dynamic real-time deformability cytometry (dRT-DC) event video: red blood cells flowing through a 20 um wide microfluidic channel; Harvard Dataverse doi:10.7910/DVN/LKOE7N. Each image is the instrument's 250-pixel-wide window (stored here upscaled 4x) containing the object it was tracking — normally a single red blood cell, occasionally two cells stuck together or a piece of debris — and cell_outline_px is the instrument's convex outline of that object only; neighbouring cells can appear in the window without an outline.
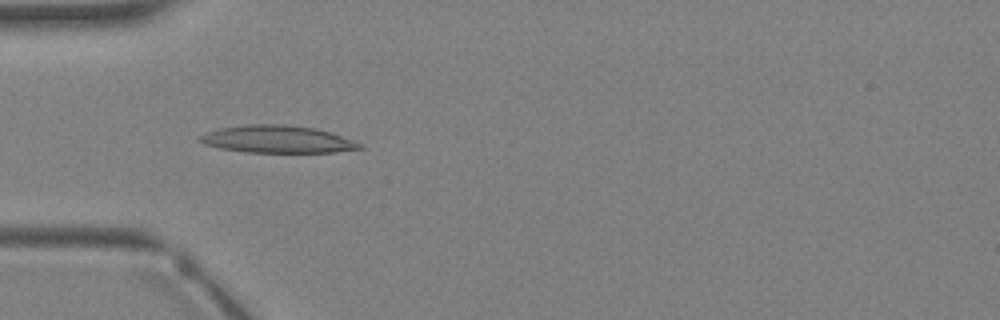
{"species": "Egyptian fruit bat (a non-hibernating species)", "species_latin": "Rousettus aegyptiacus", "temperature_condition": "warm", "stored_images_in_passage": 3, "camera_frame_rate_fps": 3000, "um_per_image_px": 0.085, "animal": {"sex": "female"}, "frame": {"image": 1, "passage_image": 3, "time_ms": 3.333, "image_size_px": [1000, 320], "cell_outline_px": [[364, 148], [332, 152], [248, 152], [220, 148], [204, 144], [200, 140], [200, 136], [204, 132], [220, 128], [248, 124], [284, 124], [316, 128], [332, 132], [364, 144]], "centroid_in_image_um": [23.61, 11.83], "position_along_channel_um": 61.4, "area_um2": 25.55}}